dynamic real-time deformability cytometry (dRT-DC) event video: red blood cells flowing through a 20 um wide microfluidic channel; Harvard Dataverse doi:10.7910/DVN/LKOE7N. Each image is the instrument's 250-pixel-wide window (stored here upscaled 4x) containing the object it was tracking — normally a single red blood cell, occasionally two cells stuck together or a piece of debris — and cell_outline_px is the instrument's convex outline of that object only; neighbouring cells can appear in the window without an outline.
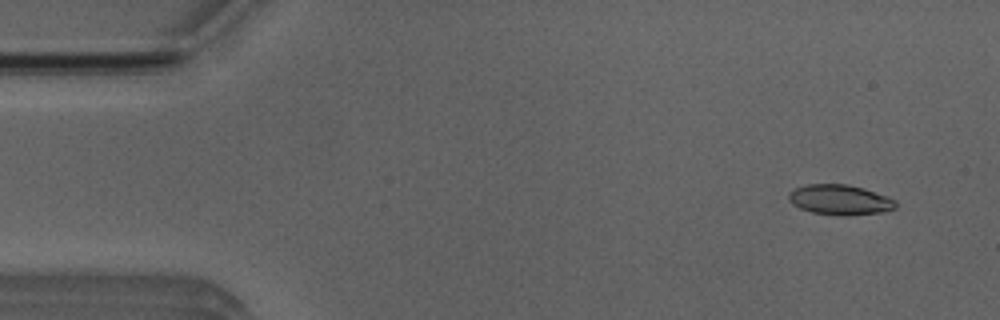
{"species": "Egyptian fruit bat (a non-hibernating species)", "species_latin": "Rousettus aegyptiacus", "temperature_condition": "room temperature", "stored_images_in_passage": 30, "camera_frame_rate_fps": 3000, "um_per_image_px": 0.085, "animal": {"sex": "male"}, "frame": {"image": 1, "passage_image": 4, "time_ms": 1.0, "image_size_px": [1000, 320], "cell_outline_px": [[896, 208], [884, 212], [844, 216], [812, 212], [800, 208], [792, 204], [788, 196], [788, 192], [796, 188], [808, 184], [848, 184], [864, 188], [888, 196], [896, 200]], "centroid_in_image_um": [71.42, 16.98], "position_along_channel_um": 13.6, "area_um2": 18.9}}
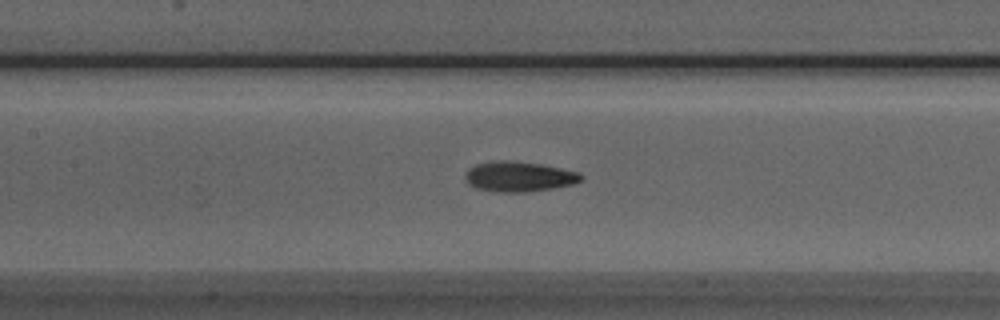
{"frame": {"image": 2, "passage_image": 24, "time_ms": 7.667, "image_size_px": [1000, 320], "cell_outline_px": [[584, 176], [580, 180], [572, 184], [552, 188], [528, 192], [496, 192], [476, 188], [468, 184], [464, 176], [468, 168], [476, 164], [500, 160], [504, 160], [540, 164], [580, 172]], "centroid_in_image_um": [44.09, 15.01], "position_along_channel_um": 163.3, "area_um2": 20.29}}
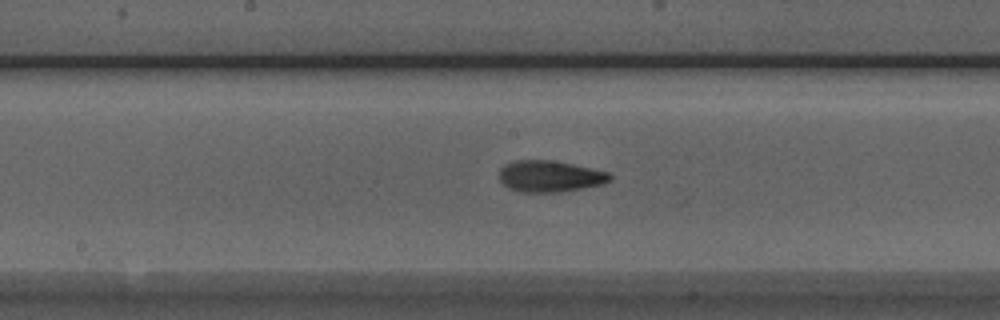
{"frame": {"image": 3, "passage_image": 27, "time_ms": 8.667, "image_size_px": [1000, 320], "cell_outline_px": [[612, 180], [604, 184], [560, 192], [520, 192], [508, 188], [500, 180], [500, 168], [504, 164], [516, 160], [552, 160], [592, 168], [608, 172], [612, 176]], "centroid_in_image_um": [46.75, 14.98], "position_along_channel_um": 201.5, "area_um2": 20.35}}